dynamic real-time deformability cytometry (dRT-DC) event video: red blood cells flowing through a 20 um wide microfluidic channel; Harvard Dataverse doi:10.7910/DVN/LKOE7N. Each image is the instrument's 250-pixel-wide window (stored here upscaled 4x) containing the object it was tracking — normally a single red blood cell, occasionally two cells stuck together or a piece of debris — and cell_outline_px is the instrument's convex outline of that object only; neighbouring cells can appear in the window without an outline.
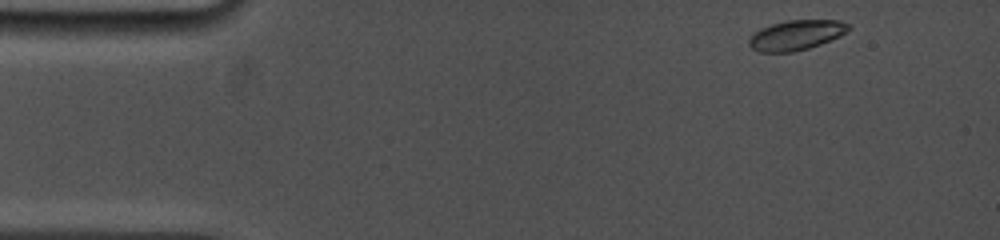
{"species": "common noctule bat (a hibernating species)", "species_latin": "Nyctalus noctula", "temperature_condition": "cold", "stored_images_in_passage": 39, "camera_frame_rate_fps": 5000, "um_per_image_px": 0.085, "animal": {"sex": "female", "body_mass_g": 19.0, "forearm_length_mm": 53.3}, "frame": {"image": 1, "passage_image": 1, "time_ms": 0.0, "image_size_px": [1000, 240], "cell_outline_px": [[852, 28], [848, 32], [840, 36], [820, 44], [808, 48], [792, 52], [760, 52], [752, 48], [748, 44], [748, 40], [760, 28], [772, 24], [788, 20], [840, 20], [848, 24]], "centroid_in_image_um": [67.71, 2.98], "position_along_channel_um": 17.3, "area_um2": 17.34}}
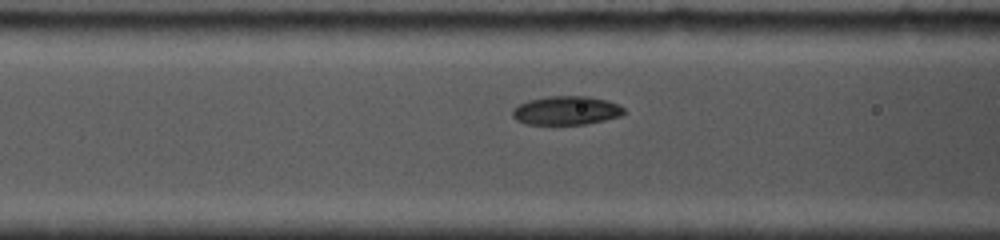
{"frame": {"image": 2, "passage_image": 26, "time_ms": 5.0, "image_size_px": [1000, 240], "cell_outline_px": [[624, 112], [620, 116], [604, 120], [584, 124], [524, 124], [516, 120], [512, 116], [512, 112], [520, 104], [528, 100], [548, 96], [588, 96], [608, 100], [624, 108]], "centroid_in_image_um": [48.12, 9.39], "position_along_channel_um": 118.5, "area_um2": 18.55}}
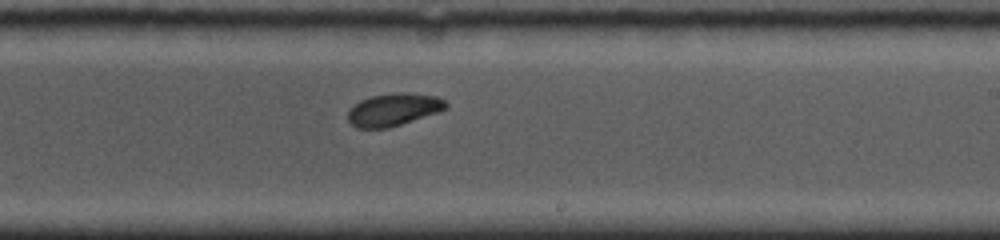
{"frame": {"image": 3, "passage_image": 39, "time_ms": 8.6, "image_size_px": [1000, 240], "cell_outline_px": [[448, 108], [440, 112], [388, 128], [356, 128], [348, 120], [348, 112], [360, 100], [372, 96], [400, 92], [404, 92], [436, 96], [444, 100], [448, 104]], "centroid_in_image_um": [33.49, 9.32], "position_along_channel_um": 255.5, "area_um2": 18.5}}